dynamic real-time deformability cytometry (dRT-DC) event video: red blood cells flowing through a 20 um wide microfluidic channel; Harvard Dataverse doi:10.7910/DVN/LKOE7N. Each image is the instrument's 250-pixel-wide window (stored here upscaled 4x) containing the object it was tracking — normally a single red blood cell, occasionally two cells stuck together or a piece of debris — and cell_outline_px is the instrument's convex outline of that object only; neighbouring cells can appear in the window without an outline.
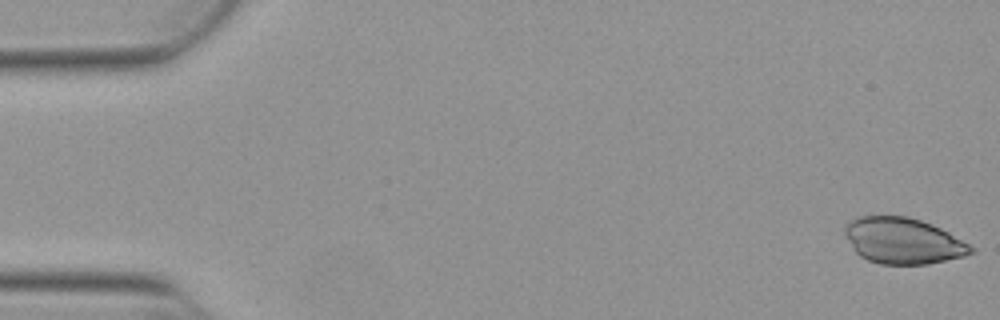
{"species": "Egyptian fruit bat (a non-hibernating species)", "species_latin": "Rousettus aegyptiacus", "temperature_condition": "warm", "stored_images_in_passage": 52, "camera_frame_rate_fps": 3000, "um_per_image_px": 0.085, "animal": {"sex": "female"}, "frame": {"image": 1, "passage_image": 1, "time_ms": 0.0, "image_size_px": [1000, 320], "cell_outline_px": [[976, 252], [964, 256], [928, 264], [880, 264], [868, 260], [860, 256], [856, 252], [844, 232], [844, 224], [860, 216], [908, 216], [932, 224], [948, 232], [976, 248]], "centroid_in_image_um": [76.78, 20.47], "position_along_channel_um": 8.2, "area_um2": 33.76}}
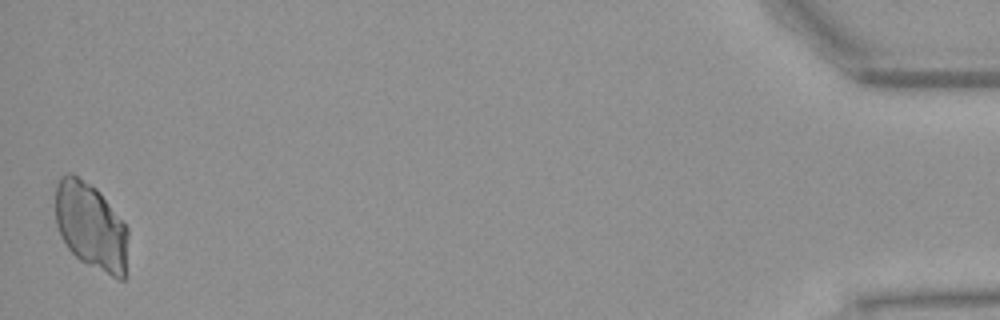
{"frame": {"image": 2, "passage_image": 52, "time_ms": 17.0, "image_size_px": [1000, 320], "cell_outline_px": [[128, 276], [124, 280], [116, 280], [80, 260], [68, 248], [56, 224], [56, 184], [60, 176], [64, 172], [72, 172], [96, 188], [100, 192], [128, 228]], "centroid_in_image_um": [7.78, 19.27], "position_along_channel_um": 427.4, "area_um2": 37.57}}